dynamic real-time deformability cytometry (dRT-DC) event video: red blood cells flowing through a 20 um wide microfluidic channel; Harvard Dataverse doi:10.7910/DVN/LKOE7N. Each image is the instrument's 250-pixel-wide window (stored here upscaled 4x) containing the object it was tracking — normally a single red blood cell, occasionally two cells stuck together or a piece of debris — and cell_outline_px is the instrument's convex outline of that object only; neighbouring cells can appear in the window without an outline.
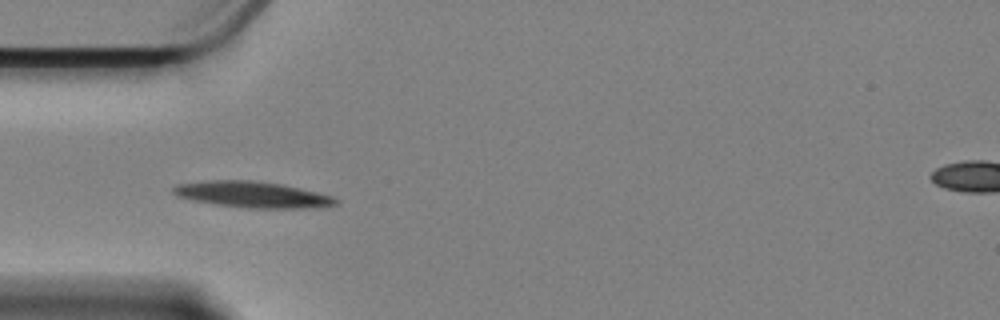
{"species": "Egyptian fruit bat (a non-hibernating species)", "species_latin": "Rousettus aegyptiacus", "temperature_condition": "cold", "stored_images_in_passage": 31, "camera_frame_rate_fps": 3000, "um_per_image_px": 0.085, "animal": {"sex": "female"}, "frame": {"image": 1, "passage_image": 1, "time_ms": 0.0, "image_size_px": [1000, 320], "cell_outline_px": [[340, 204], [324, 208], [244, 208], [212, 204], [192, 200], [176, 196], [172, 192], [172, 188], [176, 184], [212, 180], [252, 180], [280, 184], [300, 188], [336, 196], [340, 200]], "centroid_in_image_um": [21.53, 16.55], "position_along_channel_um": 63.5, "area_um2": 25.26}}
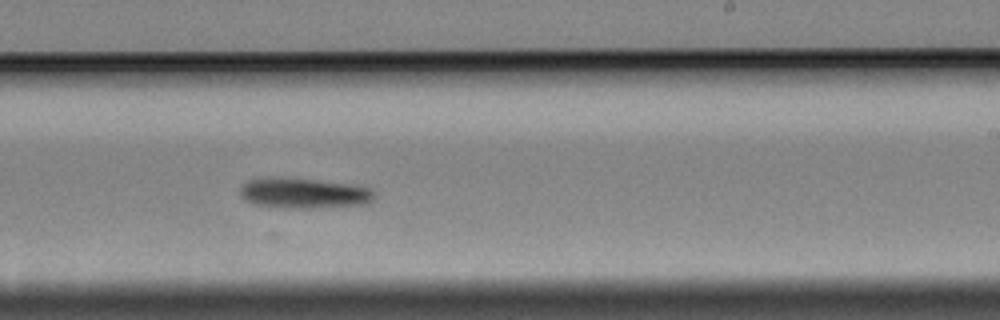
{"frame": {"image": 2, "passage_image": 19, "time_ms": 6.0, "image_size_px": [1000, 320], "cell_outline_px": [[376, 200], [368, 204], [308, 208], [284, 208], [252, 204], [244, 200], [240, 196], [240, 184], [248, 180], [268, 176], [316, 180], [344, 184], [368, 188], [376, 192]], "centroid_in_image_um": [25.76, 16.42], "position_along_channel_um": 263.2, "area_um2": 24.04}}
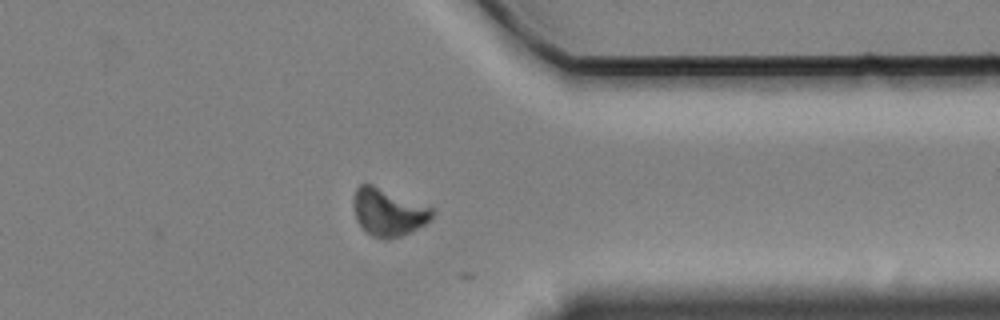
{"frame": {"image": 3, "passage_image": 30, "time_ms": 9.667, "image_size_px": [1000, 320], "cell_outline_px": [[436, 212], [432, 220], [412, 232], [388, 240], [384, 240], [372, 236], [356, 220], [352, 204], [352, 200], [356, 188], [360, 184], [372, 184], [432, 208]], "centroid_in_image_um": [33.01, 18.05], "position_along_channel_um": 378.4, "area_um2": 21.91}}